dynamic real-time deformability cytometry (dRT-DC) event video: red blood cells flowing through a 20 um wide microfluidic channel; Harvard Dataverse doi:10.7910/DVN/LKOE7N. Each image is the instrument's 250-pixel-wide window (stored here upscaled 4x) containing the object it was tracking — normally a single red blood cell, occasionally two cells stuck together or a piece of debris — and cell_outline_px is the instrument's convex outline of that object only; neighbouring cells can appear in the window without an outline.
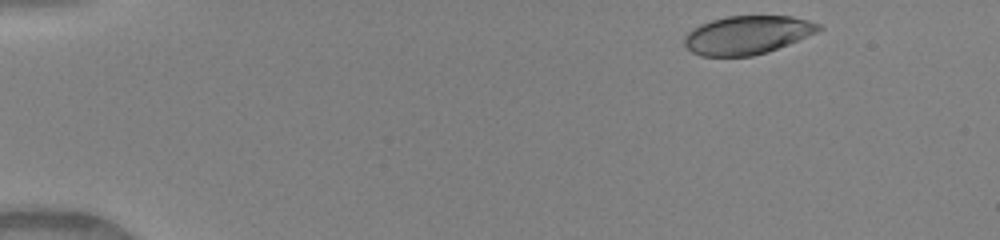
{"species": "human", "species_latin": "Homo sapiens", "temperature_condition": "warm", "stored_images_in_passage": 45, "camera_frame_rate_fps": 3000, "um_per_image_px": 0.085, "donor": {"sex": "female"}, "frame": {"image": 1, "passage_image": 2, "time_ms": 0.333, "image_size_px": [1000, 240], "cell_outline_px": [[824, 28], [816, 32], [788, 44], [768, 52], [752, 56], [700, 56], [692, 52], [684, 44], [684, 36], [692, 28], [700, 24], [712, 20], [728, 16], [792, 16], [808, 20], [820, 24]], "centroid_in_image_um": [63.5, 2.97], "position_along_channel_um": 21.5, "area_um2": 30.06}}
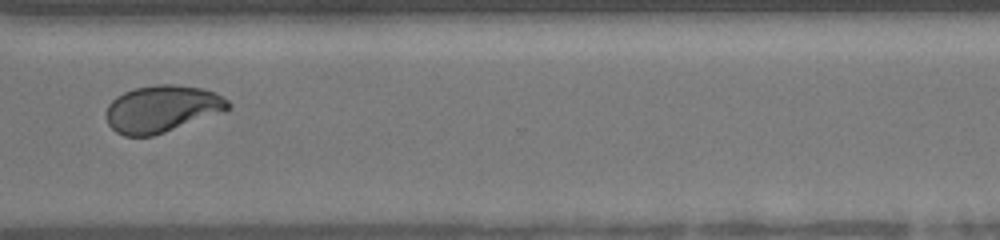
{"frame": {"image": 2, "passage_image": 34, "time_ms": 11.0, "image_size_px": [1000, 240], "cell_outline_px": [[232, 108], [224, 112], [152, 136], [124, 136], [116, 132], [108, 124], [108, 104], [116, 96], [124, 92], [136, 88], [156, 84], [172, 84], [200, 88], [216, 92], [228, 100], [232, 104]], "centroid_in_image_um": [13.81, 9.24], "position_along_channel_um": 356.8, "area_um2": 33.29}}
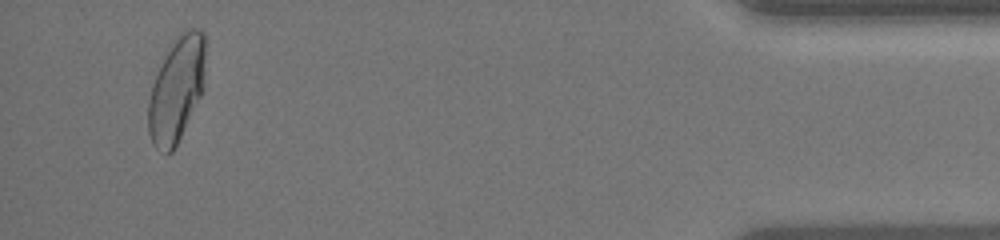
{"frame": {"image": 3, "passage_image": 43, "time_ms": 14.0, "image_size_px": [1000, 240], "cell_outline_px": [[204, 72], [200, 96], [172, 152], [160, 152], [152, 144], [148, 132], [148, 100], [152, 84], [176, 36], [180, 32], [188, 28], [200, 28], [204, 32]], "centroid_in_image_um": [14.98, 7.6], "position_along_channel_um": 420.2, "area_um2": 34.16}, "authors_computed_cell_mechanics": {"area_um2": 33.235, "velocity_mm_per_s": 4.1621, "shape_relaxation_time_tau1_ms": 5.1749, "shape_relaxation_time_tau2_ms": 1.0031, "deformation_change_tau1": 0.1925, "deformation_change_tau2": 0.0421}}